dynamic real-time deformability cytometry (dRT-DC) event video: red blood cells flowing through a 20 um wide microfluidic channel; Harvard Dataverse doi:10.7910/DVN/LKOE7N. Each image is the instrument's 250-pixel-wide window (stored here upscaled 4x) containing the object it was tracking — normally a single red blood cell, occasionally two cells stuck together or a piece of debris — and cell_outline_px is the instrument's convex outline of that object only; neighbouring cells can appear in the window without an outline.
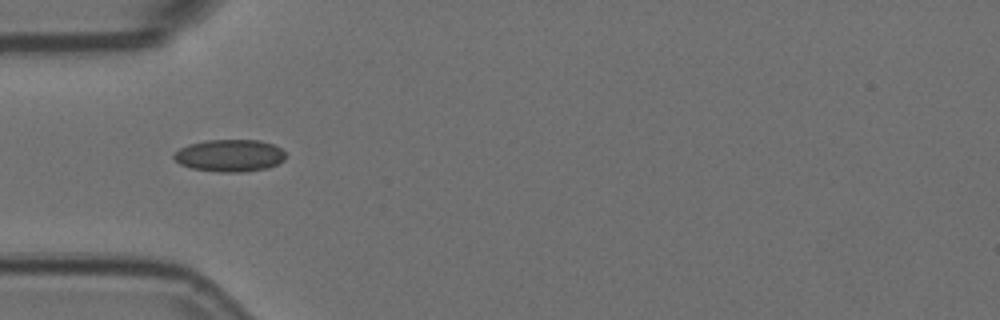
{"species": "Egyptian fruit bat (a non-hibernating species)", "species_latin": "Rousettus aegyptiacus", "temperature_condition": "room temperature", "stored_images_in_passage": 11, "camera_frame_rate_fps": 3000, "um_per_image_px": 0.085, "animal": {"sex": "female"}, "frame": {"image": 1, "passage_image": 3, "time_ms": 0.667, "image_size_px": [1000, 320], "cell_outline_px": [[284, 160], [268, 168], [240, 172], [220, 172], [192, 168], [180, 164], [172, 156], [180, 148], [188, 144], [208, 140], [260, 140], [272, 144], [280, 148], [284, 152]], "centroid_in_image_um": [19.52, 13.22], "position_along_channel_um": 65.5, "area_um2": 20.81}}
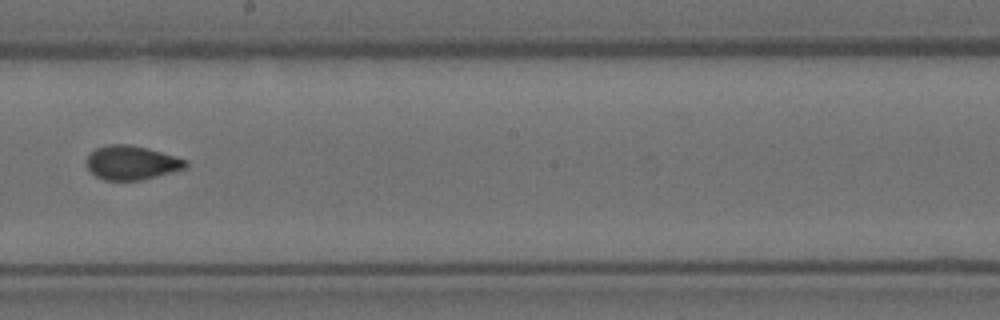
{"frame": {"image": 2, "passage_image": 7, "time_ms": 2.0, "image_size_px": [1000, 320], "cell_outline_px": [[188, 168], [140, 180], [104, 180], [96, 176], [88, 168], [88, 156], [96, 148], [108, 144], [128, 144], [176, 156], [188, 160]], "centroid_in_image_um": [11.22, 13.83], "position_along_channel_um": 237.0, "area_um2": 19.42}}
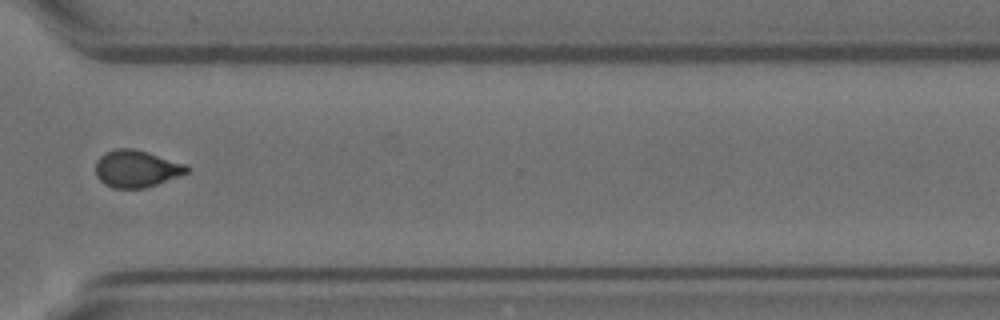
{"frame": {"image": 3, "passage_image": 10, "time_ms": 3.0, "image_size_px": [1000, 320], "cell_outline_px": [[188, 172], [156, 184], [144, 188], [112, 188], [104, 184], [96, 176], [96, 160], [104, 152], [116, 148], [132, 148], [188, 164]], "centroid_in_image_um": [11.56, 14.33], "position_along_channel_um": 359.0, "area_um2": 19.65}}